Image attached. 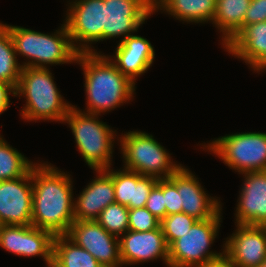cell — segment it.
Listing matches in <instances>:
<instances>
[{
    "label": "cell",
    "instance_id": "obj_19",
    "mask_svg": "<svg viewBox=\"0 0 266 267\" xmlns=\"http://www.w3.org/2000/svg\"><path fill=\"white\" fill-rule=\"evenodd\" d=\"M96 177L74 198V221L97 220L101 211L116 202L113 177L106 170H95Z\"/></svg>",
    "mask_w": 266,
    "mask_h": 267
},
{
    "label": "cell",
    "instance_id": "obj_4",
    "mask_svg": "<svg viewBox=\"0 0 266 267\" xmlns=\"http://www.w3.org/2000/svg\"><path fill=\"white\" fill-rule=\"evenodd\" d=\"M3 25L9 30L16 55L25 57L22 67L50 68V65L76 63L74 48L66 25L54 33H42L21 26Z\"/></svg>",
    "mask_w": 266,
    "mask_h": 267
},
{
    "label": "cell",
    "instance_id": "obj_1",
    "mask_svg": "<svg viewBox=\"0 0 266 267\" xmlns=\"http://www.w3.org/2000/svg\"><path fill=\"white\" fill-rule=\"evenodd\" d=\"M70 176L47 162L32 167V226L54 236L66 235L74 222L73 181Z\"/></svg>",
    "mask_w": 266,
    "mask_h": 267
},
{
    "label": "cell",
    "instance_id": "obj_9",
    "mask_svg": "<svg viewBox=\"0 0 266 267\" xmlns=\"http://www.w3.org/2000/svg\"><path fill=\"white\" fill-rule=\"evenodd\" d=\"M64 24L74 48L79 52H97L92 43L103 42L104 0L67 1Z\"/></svg>",
    "mask_w": 266,
    "mask_h": 267
},
{
    "label": "cell",
    "instance_id": "obj_34",
    "mask_svg": "<svg viewBox=\"0 0 266 267\" xmlns=\"http://www.w3.org/2000/svg\"><path fill=\"white\" fill-rule=\"evenodd\" d=\"M199 267H237L232 260L223 253L219 258L210 260Z\"/></svg>",
    "mask_w": 266,
    "mask_h": 267
},
{
    "label": "cell",
    "instance_id": "obj_23",
    "mask_svg": "<svg viewBox=\"0 0 266 267\" xmlns=\"http://www.w3.org/2000/svg\"><path fill=\"white\" fill-rule=\"evenodd\" d=\"M251 0H217L212 24L221 35L224 47L244 28V17Z\"/></svg>",
    "mask_w": 266,
    "mask_h": 267
},
{
    "label": "cell",
    "instance_id": "obj_13",
    "mask_svg": "<svg viewBox=\"0 0 266 267\" xmlns=\"http://www.w3.org/2000/svg\"><path fill=\"white\" fill-rule=\"evenodd\" d=\"M32 169L16 179L0 181V221L3 225H31Z\"/></svg>",
    "mask_w": 266,
    "mask_h": 267
},
{
    "label": "cell",
    "instance_id": "obj_2",
    "mask_svg": "<svg viewBox=\"0 0 266 267\" xmlns=\"http://www.w3.org/2000/svg\"><path fill=\"white\" fill-rule=\"evenodd\" d=\"M76 64L82 67L85 79L86 108L81 112L101 115L133 100L136 83L123 75L107 55L99 51L79 53Z\"/></svg>",
    "mask_w": 266,
    "mask_h": 267
},
{
    "label": "cell",
    "instance_id": "obj_5",
    "mask_svg": "<svg viewBox=\"0 0 266 267\" xmlns=\"http://www.w3.org/2000/svg\"><path fill=\"white\" fill-rule=\"evenodd\" d=\"M77 106L69 110L63 123H67L74 135L76 147L85 163L92 170H106L111 167L116 140V130L111 129L96 114L81 112ZM115 138V139H114Z\"/></svg>",
    "mask_w": 266,
    "mask_h": 267
},
{
    "label": "cell",
    "instance_id": "obj_18",
    "mask_svg": "<svg viewBox=\"0 0 266 267\" xmlns=\"http://www.w3.org/2000/svg\"><path fill=\"white\" fill-rule=\"evenodd\" d=\"M115 55H107L116 68L133 83L150 69L155 59V50L149 40L139 35H130L118 42Z\"/></svg>",
    "mask_w": 266,
    "mask_h": 267
},
{
    "label": "cell",
    "instance_id": "obj_6",
    "mask_svg": "<svg viewBox=\"0 0 266 267\" xmlns=\"http://www.w3.org/2000/svg\"><path fill=\"white\" fill-rule=\"evenodd\" d=\"M120 143L123 168L142 176L168 179L182 164L173 162L172 157L152 134L145 131H129L117 138ZM120 139V140H119Z\"/></svg>",
    "mask_w": 266,
    "mask_h": 267
},
{
    "label": "cell",
    "instance_id": "obj_14",
    "mask_svg": "<svg viewBox=\"0 0 266 267\" xmlns=\"http://www.w3.org/2000/svg\"><path fill=\"white\" fill-rule=\"evenodd\" d=\"M120 258L125 266L163 260L169 267V246L161 226L151 231L128 230L119 237Z\"/></svg>",
    "mask_w": 266,
    "mask_h": 267
},
{
    "label": "cell",
    "instance_id": "obj_8",
    "mask_svg": "<svg viewBox=\"0 0 266 267\" xmlns=\"http://www.w3.org/2000/svg\"><path fill=\"white\" fill-rule=\"evenodd\" d=\"M221 211L213 218L197 220L189 232L169 245V267H199L224 253L210 251L219 235Z\"/></svg>",
    "mask_w": 266,
    "mask_h": 267
},
{
    "label": "cell",
    "instance_id": "obj_29",
    "mask_svg": "<svg viewBox=\"0 0 266 267\" xmlns=\"http://www.w3.org/2000/svg\"><path fill=\"white\" fill-rule=\"evenodd\" d=\"M161 221L146 207L129 209V230L143 232L158 229Z\"/></svg>",
    "mask_w": 266,
    "mask_h": 267
},
{
    "label": "cell",
    "instance_id": "obj_33",
    "mask_svg": "<svg viewBox=\"0 0 266 267\" xmlns=\"http://www.w3.org/2000/svg\"><path fill=\"white\" fill-rule=\"evenodd\" d=\"M15 96V89L8 83L0 82V115L10 106V95Z\"/></svg>",
    "mask_w": 266,
    "mask_h": 267
},
{
    "label": "cell",
    "instance_id": "obj_31",
    "mask_svg": "<svg viewBox=\"0 0 266 267\" xmlns=\"http://www.w3.org/2000/svg\"><path fill=\"white\" fill-rule=\"evenodd\" d=\"M164 204L166 207V216L182 212L180 194L177 187L169 180L163 179Z\"/></svg>",
    "mask_w": 266,
    "mask_h": 267
},
{
    "label": "cell",
    "instance_id": "obj_36",
    "mask_svg": "<svg viewBox=\"0 0 266 267\" xmlns=\"http://www.w3.org/2000/svg\"><path fill=\"white\" fill-rule=\"evenodd\" d=\"M46 267H56L53 263L47 265Z\"/></svg>",
    "mask_w": 266,
    "mask_h": 267
},
{
    "label": "cell",
    "instance_id": "obj_27",
    "mask_svg": "<svg viewBox=\"0 0 266 267\" xmlns=\"http://www.w3.org/2000/svg\"><path fill=\"white\" fill-rule=\"evenodd\" d=\"M96 221L119 238L129 230V208L117 202L111 203L101 211Z\"/></svg>",
    "mask_w": 266,
    "mask_h": 267
},
{
    "label": "cell",
    "instance_id": "obj_16",
    "mask_svg": "<svg viewBox=\"0 0 266 267\" xmlns=\"http://www.w3.org/2000/svg\"><path fill=\"white\" fill-rule=\"evenodd\" d=\"M168 179L177 187L183 213L196 220H206L222 210L218 197L209 196L198 178L185 166H181Z\"/></svg>",
    "mask_w": 266,
    "mask_h": 267
},
{
    "label": "cell",
    "instance_id": "obj_21",
    "mask_svg": "<svg viewBox=\"0 0 266 267\" xmlns=\"http://www.w3.org/2000/svg\"><path fill=\"white\" fill-rule=\"evenodd\" d=\"M110 168L106 171L113 177L115 201L129 209L145 207L147 198L158 179L153 176H142L126 168L121 170Z\"/></svg>",
    "mask_w": 266,
    "mask_h": 267
},
{
    "label": "cell",
    "instance_id": "obj_25",
    "mask_svg": "<svg viewBox=\"0 0 266 267\" xmlns=\"http://www.w3.org/2000/svg\"><path fill=\"white\" fill-rule=\"evenodd\" d=\"M18 60L9 30L0 22V82L8 83L14 89L22 70Z\"/></svg>",
    "mask_w": 266,
    "mask_h": 267
},
{
    "label": "cell",
    "instance_id": "obj_26",
    "mask_svg": "<svg viewBox=\"0 0 266 267\" xmlns=\"http://www.w3.org/2000/svg\"><path fill=\"white\" fill-rule=\"evenodd\" d=\"M3 138L0 134V181L26 175L36 162L27 159Z\"/></svg>",
    "mask_w": 266,
    "mask_h": 267
},
{
    "label": "cell",
    "instance_id": "obj_22",
    "mask_svg": "<svg viewBox=\"0 0 266 267\" xmlns=\"http://www.w3.org/2000/svg\"><path fill=\"white\" fill-rule=\"evenodd\" d=\"M217 0H153L154 13L162 10L186 23H212Z\"/></svg>",
    "mask_w": 266,
    "mask_h": 267
},
{
    "label": "cell",
    "instance_id": "obj_3",
    "mask_svg": "<svg viewBox=\"0 0 266 267\" xmlns=\"http://www.w3.org/2000/svg\"><path fill=\"white\" fill-rule=\"evenodd\" d=\"M50 68L22 67L14 97H24L20 114L27 122L56 121L63 123L73 107L60 94Z\"/></svg>",
    "mask_w": 266,
    "mask_h": 267
},
{
    "label": "cell",
    "instance_id": "obj_28",
    "mask_svg": "<svg viewBox=\"0 0 266 267\" xmlns=\"http://www.w3.org/2000/svg\"><path fill=\"white\" fill-rule=\"evenodd\" d=\"M197 220L183 212L170 214L161 220L160 226L165 236L167 245L181 238L186 232H189L191 226Z\"/></svg>",
    "mask_w": 266,
    "mask_h": 267
},
{
    "label": "cell",
    "instance_id": "obj_7",
    "mask_svg": "<svg viewBox=\"0 0 266 267\" xmlns=\"http://www.w3.org/2000/svg\"><path fill=\"white\" fill-rule=\"evenodd\" d=\"M203 145L239 174L266 171V132L226 134Z\"/></svg>",
    "mask_w": 266,
    "mask_h": 267
},
{
    "label": "cell",
    "instance_id": "obj_37",
    "mask_svg": "<svg viewBox=\"0 0 266 267\" xmlns=\"http://www.w3.org/2000/svg\"><path fill=\"white\" fill-rule=\"evenodd\" d=\"M2 226H3V224H2V222L0 221V230H1Z\"/></svg>",
    "mask_w": 266,
    "mask_h": 267
},
{
    "label": "cell",
    "instance_id": "obj_12",
    "mask_svg": "<svg viewBox=\"0 0 266 267\" xmlns=\"http://www.w3.org/2000/svg\"><path fill=\"white\" fill-rule=\"evenodd\" d=\"M54 235L32 225H3L0 230V247L24 257H42L46 265L53 263Z\"/></svg>",
    "mask_w": 266,
    "mask_h": 267
},
{
    "label": "cell",
    "instance_id": "obj_11",
    "mask_svg": "<svg viewBox=\"0 0 266 267\" xmlns=\"http://www.w3.org/2000/svg\"><path fill=\"white\" fill-rule=\"evenodd\" d=\"M66 236L88 251L103 267H122L119 238L96 220L74 221Z\"/></svg>",
    "mask_w": 266,
    "mask_h": 267
},
{
    "label": "cell",
    "instance_id": "obj_20",
    "mask_svg": "<svg viewBox=\"0 0 266 267\" xmlns=\"http://www.w3.org/2000/svg\"><path fill=\"white\" fill-rule=\"evenodd\" d=\"M224 48L253 72H266V21L246 25Z\"/></svg>",
    "mask_w": 266,
    "mask_h": 267
},
{
    "label": "cell",
    "instance_id": "obj_10",
    "mask_svg": "<svg viewBox=\"0 0 266 267\" xmlns=\"http://www.w3.org/2000/svg\"><path fill=\"white\" fill-rule=\"evenodd\" d=\"M153 13V0H104L103 41L116 37L123 41Z\"/></svg>",
    "mask_w": 266,
    "mask_h": 267
},
{
    "label": "cell",
    "instance_id": "obj_35",
    "mask_svg": "<svg viewBox=\"0 0 266 267\" xmlns=\"http://www.w3.org/2000/svg\"><path fill=\"white\" fill-rule=\"evenodd\" d=\"M259 267H266V260Z\"/></svg>",
    "mask_w": 266,
    "mask_h": 267
},
{
    "label": "cell",
    "instance_id": "obj_30",
    "mask_svg": "<svg viewBox=\"0 0 266 267\" xmlns=\"http://www.w3.org/2000/svg\"><path fill=\"white\" fill-rule=\"evenodd\" d=\"M146 209L160 221L166 217V207L164 204L163 179H158L146 202Z\"/></svg>",
    "mask_w": 266,
    "mask_h": 267
},
{
    "label": "cell",
    "instance_id": "obj_32",
    "mask_svg": "<svg viewBox=\"0 0 266 267\" xmlns=\"http://www.w3.org/2000/svg\"><path fill=\"white\" fill-rule=\"evenodd\" d=\"M266 21V0H251L244 17V27Z\"/></svg>",
    "mask_w": 266,
    "mask_h": 267
},
{
    "label": "cell",
    "instance_id": "obj_15",
    "mask_svg": "<svg viewBox=\"0 0 266 267\" xmlns=\"http://www.w3.org/2000/svg\"><path fill=\"white\" fill-rule=\"evenodd\" d=\"M235 225L222 250L237 267H259L266 260V226Z\"/></svg>",
    "mask_w": 266,
    "mask_h": 267
},
{
    "label": "cell",
    "instance_id": "obj_24",
    "mask_svg": "<svg viewBox=\"0 0 266 267\" xmlns=\"http://www.w3.org/2000/svg\"><path fill=\"white\" fill-rule=\"evenodd\" d=\"M53 264L56 267H103L88 251L66 235L54 237Z\"/></svg>",
    "mask_w": 266,
    "mask_h": 267
},
{
    "label": "cell",
    "instance_id": "obj_17",
    "mask_svg": "<svg viewBox=\"0 0 266 267\" xmlns=\"http://www.w3.org/2000/svg\"><path fill=\"white\" fill-rule=\"evenodd\" d=\"M235 224L266 226V171L242 173Z\"/></svg>",
    "mask_w": 266,
    "mask_h": 267
}]
</instances>
